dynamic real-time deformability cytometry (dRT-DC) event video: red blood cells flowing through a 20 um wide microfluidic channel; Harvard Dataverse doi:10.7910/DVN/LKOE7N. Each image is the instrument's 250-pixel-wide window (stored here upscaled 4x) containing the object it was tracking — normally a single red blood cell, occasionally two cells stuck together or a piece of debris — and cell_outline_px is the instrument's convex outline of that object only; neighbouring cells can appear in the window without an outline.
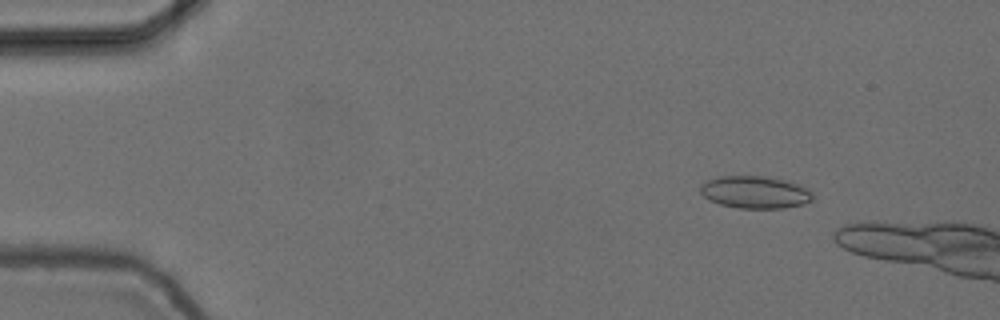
{"species": "common noctule bat (a hibernating species)", "species_latin": "Nyctalus noctula", "temperature_condition": "cold", "stored_images_in_passage": 11, "camera_frame_rate_fps": 3000, "um_per_image_px": 0.085, "animal": {"sex": "female", "body_mass_g": 24.6, "forearm_length_mm": 56.2}, "frame": {"image": 1, "passage_image": 5, "time_ms": 1.333, "image_size_px": [1000, 320], "cell_outline_px": [[812, 200], [804, 204], [784, 208], [740, 208], [720, 204], [704, 196], [700, 192], [700, 188], [708, 180], [720, 176], [768, 176], [788, 180], [800, 184], [808, 188], [812, 192]], "centroid_in_image_um": [64.25, 16.33], "position_along_channel_um": 20.8, "area_um2": 21.21}}